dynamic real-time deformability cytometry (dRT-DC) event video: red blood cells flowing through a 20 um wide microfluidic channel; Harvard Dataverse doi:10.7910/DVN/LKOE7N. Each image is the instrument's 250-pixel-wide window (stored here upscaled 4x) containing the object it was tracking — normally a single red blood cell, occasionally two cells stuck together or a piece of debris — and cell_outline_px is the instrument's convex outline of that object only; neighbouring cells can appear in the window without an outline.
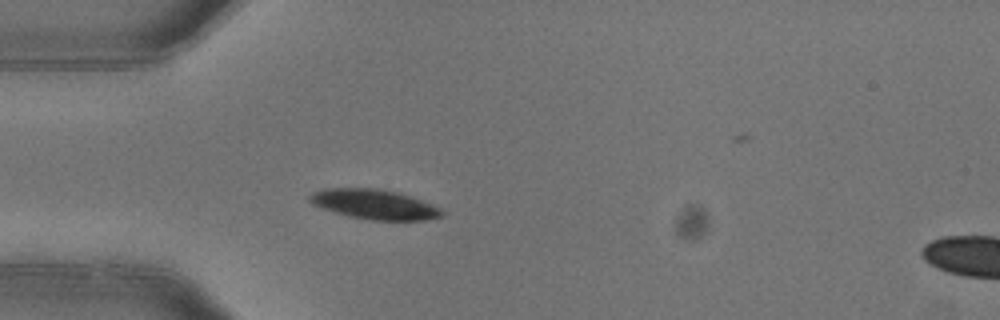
{"species": "common noctule bat (a hibernating species)", "species_latin": "Nyctalus noctula", "temperature_condition": "warm", "stored_images_in_passage": 5, "segment_of_instrument_passage": [1, 2], "camera_frame_rate_fps": 3000, "um_per_image_px": 0.085, "animal": {"sex": "female"}, "frame": {"image": 1, "passage_image": 4, "time_ms": 1.0, "image_size_px": [1000, 320], "cell_outline_px": [[444, 216], [428, 220], [368, 220], [348, 216], [312, 204], [308, 200], [308, 196], [312, 192], [324, 188], [376, 188], [396, 192], [432, 204], [440, 208], [444, 212]], "centroid_in_image_um": [31.81, 17.37], "position_along_channel_um": 53.2, "area_um2": 22.89}}